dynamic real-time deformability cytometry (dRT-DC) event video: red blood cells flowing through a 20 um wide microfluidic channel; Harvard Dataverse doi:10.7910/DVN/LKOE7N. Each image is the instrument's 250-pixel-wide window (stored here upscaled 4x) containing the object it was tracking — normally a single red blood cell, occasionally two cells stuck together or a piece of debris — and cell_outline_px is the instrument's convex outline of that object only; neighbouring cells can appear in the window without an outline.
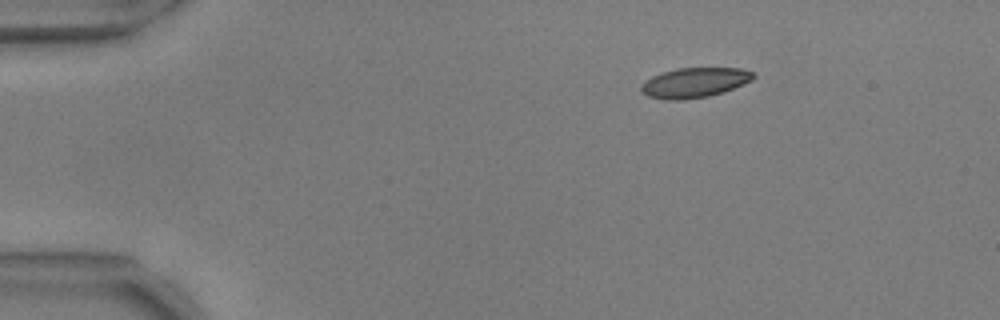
{"species": "common noctule bat (a hibernating species)", "species_latin": "Nyctalus noctula", "temperature_condition": "warm", "stored_images_in_passage": 28, "camera_frame_rate_fps": 3000, "um_per_image_px": 0.085, "animal": {"sex": "male", "body_mass_g": 17.9, "forearm_length_mm": 54.2}, "frame": {"image": 1, "passage_image": 1, "time_ms": 0.0, "image_size_px": [1000, 320], "cell_outline_px": [[756, 76], [752, 80], [744, 84], [708, 96], [680, 100], [668, 100], [648, 96], [640, 92], [640, 84], [652, 76], [660, 72], [676, 68], [740, 68], [756, 72]], "centroid_in_image_um": [59.01, 7.01], "position_along_channel_um": 26.0, "area_um2": 19.65}}